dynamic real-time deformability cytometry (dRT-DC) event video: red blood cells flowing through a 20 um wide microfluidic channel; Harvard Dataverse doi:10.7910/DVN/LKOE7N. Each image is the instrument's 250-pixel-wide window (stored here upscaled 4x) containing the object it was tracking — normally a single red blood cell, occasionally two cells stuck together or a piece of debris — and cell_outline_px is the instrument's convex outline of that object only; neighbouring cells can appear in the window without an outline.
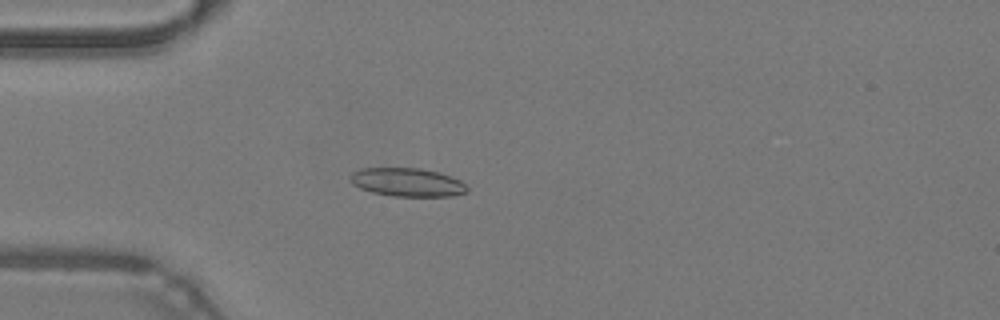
{"species": "common noctule bat (a hibernating species)", "species_latin": "Nyctalus noctula", "temperature_condition": "warm", "stored_images_in_passage": 47, "camera_frame_rate_fps": 3000, "um_per_image_px": 0.085, "animal": {"sex": "male", "body_mass_g": 19.2, "forearm_length_mm": 51.8}, "frame": {"image": 1, "passage_image": 13, "time_ms": 4.0, "image_size_px": [1000, 320], "cell_outline_px": [[468, 192], [452, 196], [392, 196], [372, 192], [360, 188], [352, 184], [348, 176], [352, 172], [360, 168], [420, 168], [440, 172], [452, 176], [460, 180], [468, 188]], "centroid_in_image_um": [34.61, 15.48], "position_along_channel_um": 50.4, "area_um2": 19.59}}
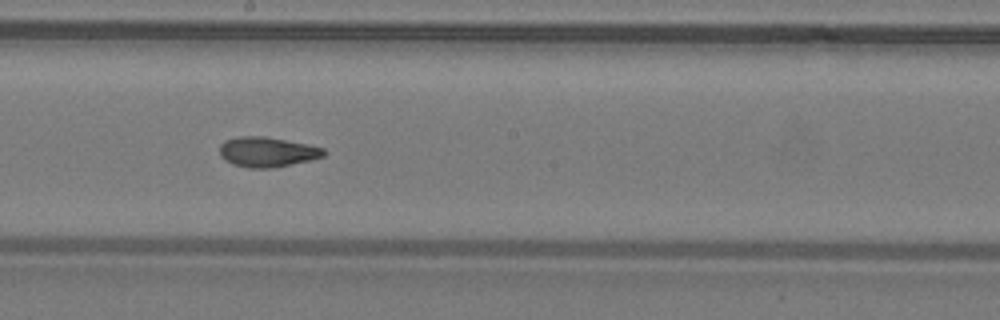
{"frame": {"image": 2, "passage_image": 26, "time_ms": 8.333, "image_size_px": [1000, 320], "cell_outline_px": [[328, 152], [324, 156], [308, 160], [272, 168], [248, 168], [232, 164], [220, 156], [220, 144], [224, 140], [240, 136], [264, 136], [308, 144], [324, 148]], "centroid_in_image_um": [22.7, 12.91], "position_along_channel_um": 225.5, "area_um2": 18.21}}
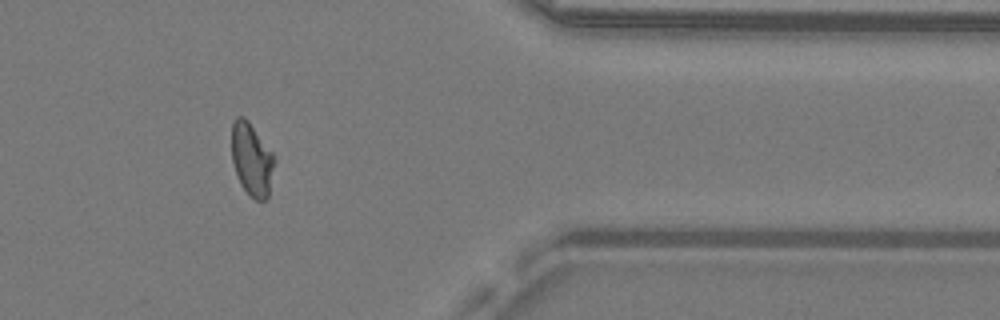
{"frame": {"image": 3, "passage_image": 39, "time_ms": 12.667, "image_size_px": [1000, 320], "cell_outline_px": [[276, 160], [268, 200], [256, 200], [240, 184], [232, 160], [232, 124], [236, 116], [244, 116], [248, 120], [272, 152]], "centroid_in_image_um": [21.42, 13.55], "position_along_channel_um": 390.0, "area_um2": 18.21}, "authors_computed_cell_mechanics": {"area_um2": 18.3226, "velocity_mm_per_s": 4.3083, "shape_relaxation_time_tau1_ms": null, "shape_relaxation_time_tau2_ms": 1.2529, "deformation_change_tau1": null, "deformation_change_tau2": 0.0729}}